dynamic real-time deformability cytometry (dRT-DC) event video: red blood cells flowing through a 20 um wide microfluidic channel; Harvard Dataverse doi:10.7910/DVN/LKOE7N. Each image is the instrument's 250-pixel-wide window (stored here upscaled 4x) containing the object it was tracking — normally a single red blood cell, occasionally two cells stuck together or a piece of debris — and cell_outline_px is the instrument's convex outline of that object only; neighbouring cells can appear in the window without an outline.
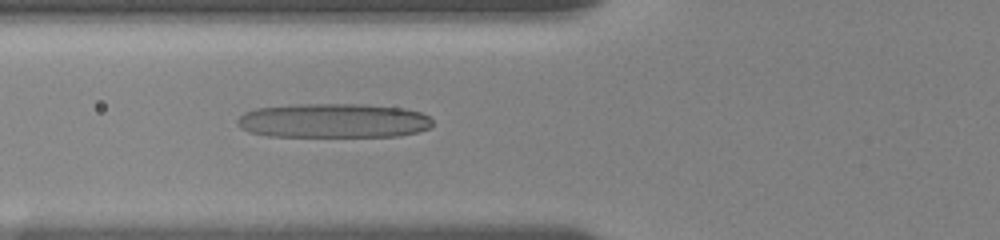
{"species": "human", "species_latin": "Homo sapiens", "temperature_condition": "room temperature", "stored_images_in_passage": 14, "camera_frame_rate_fps": 3000, "um_per_image_px": 0.085, "donor": {"sex": "female"}, "frame": {"image": 1, "passage_image": 12, "time_ms": 6.667, "image_size_px": [1000, 240], "cell_outline_px": [[432, 124], [428, 128], [416, 132], [400, 136], [268, 136], [248, 132], [240, 128], [236, 120], [244, 112], [256, 108], [300, 104], [360, 104], [404, 108], [420, 112], [428, 116], [432, 120]], "centroid_in_image_um": [28.31, 10.26], "position_along_channel_um": 97.5, "area_um2": 39.13}}
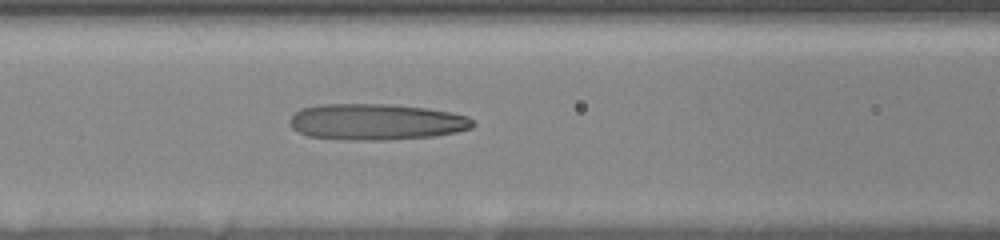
{"frame": {"image": 2, "passage_image": 14, "time_ms": 7.667, "image_size_px": [1000, 240], "cell_outline_px": [[476, 124], [472, 128], [456, 132], [436, 136], [388, 140], [344, 140], [308, 136], [292, 128], [288, 124], [288, 120], [300, 108], [320, 104], [388, 104], [424, 108], [452, 112], [468, 116]], "centroid_in_image_um": [31.97, 10.36], "position_along_channel_um": 134.6, "area_um2": 38.96}}